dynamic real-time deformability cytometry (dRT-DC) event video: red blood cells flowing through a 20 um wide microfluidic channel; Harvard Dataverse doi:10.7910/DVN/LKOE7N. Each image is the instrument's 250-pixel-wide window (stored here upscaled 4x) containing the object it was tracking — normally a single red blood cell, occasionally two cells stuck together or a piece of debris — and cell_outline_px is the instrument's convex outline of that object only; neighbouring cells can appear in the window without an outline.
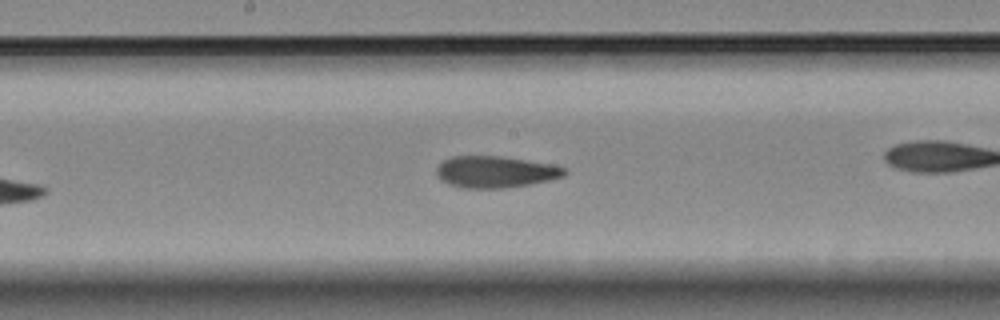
{"species": "Egyptian fruit bat (a non-hibernating species)", "species_latin": "Rousettus aegyptiacus", "temperature_condition": "room temperature", "stored_images_in_passage": 8, "camera_frame_rate_fps": 3000, "um_per_image_px": 0.085, "animal": {"sex": "female"}, "frame": {"image": 1, "passage_image": 7, "time_ms": 7.667, "image_size_px": [1000, 320], "cell_outline_px": [[568, 172], [564, 176], [548, 180], [528, 184], [504, 188], [464, 188], [448, 184], [440, 180], [436, 176], [436, 168], [444, 160], [452, 156], [500, 156], [552, 164], [568, 168]], "centroid_in_image_um": [42.1, 14.61], "position_along_channel_um": 206.1, "area_um2": 23.64}}